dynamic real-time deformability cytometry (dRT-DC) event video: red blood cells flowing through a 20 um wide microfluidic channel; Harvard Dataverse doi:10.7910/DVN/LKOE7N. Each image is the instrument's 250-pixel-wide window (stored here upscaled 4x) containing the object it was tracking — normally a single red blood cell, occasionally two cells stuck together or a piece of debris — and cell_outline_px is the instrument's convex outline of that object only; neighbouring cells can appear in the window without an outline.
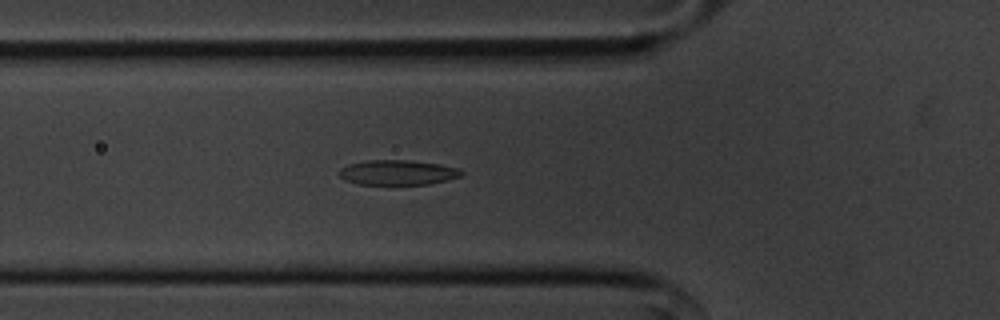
{"species": "common noctule bat (a hibernating species)", "species_latin": "Nyctalus noctula", "temperature_condition": "cold", "stored_images_in_passage": 40, "camera_frame_rate_fps": 3000, "um_per_image_px": 0.085, "animal": {"sex": "male", "body_mass_g": 20.1, "forearm_length_mm": 53.5}, "frame": {"image": 1, "passage_image": 10, "time_ms": 3.0, "image_size_px": [1000, 320], "cell_outline_px": [[464, 172], [460, 176], [428, 184], [360, 184], [344, 180], [336, 172], [340, 168], [348, 164], [368, 160], [408, 160], [440, 164], [460, 168]], "centroid_in_image_um": [33.77, 14.65], "position_along_channel_um": 92.0, "area_um2": 17.74}}
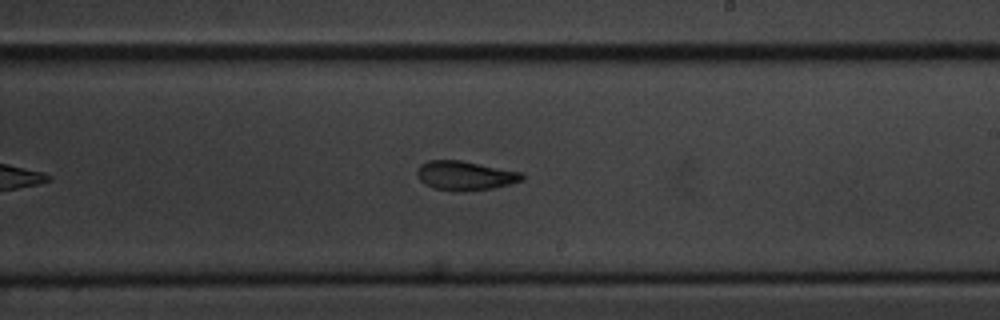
{"frame": {"image": 2, "passage_image": 23, "time_ms": 7.333, "image_size_px": [1000, 320], "cell_outline_px": [[524, 180], [492, 188], [464, 192], [460, 192], [436, 188], [424, 184], [420, 180], [416, 172], [420, 164], [428, 160], [460, 160], [524, 172]], "centroid_in_image_um": [39.55, 14.92], "position_along_channel_um": 249.5, "area_um2": 17.98}}
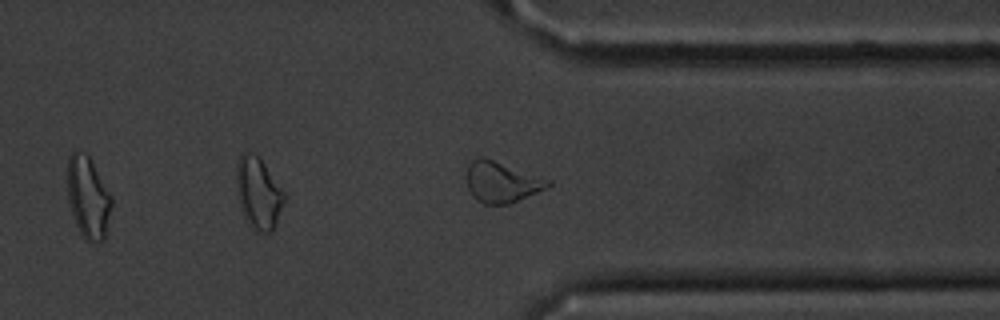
{"frame": {"image": 3, "passage_image": 33, "time_ms": 10.667, "image_size_px": [1000, 320], "cell_outline_px": [[552, 184], [536, 192], [508, 204], [484, 204], [476, 200], [472, 196], [468, 188], [468, 164], [472, 160], [480, 156], [484, 156], [552, 180]], "centroid_in_image_um": [42.63, 15.45], "position_along_channel_um": 368.8, "area_um2": 19.25}, "authors_computed_cell_mechanics": {"area_um2": 18.3515, "velocity_mm_per_s": 3.6165, "shape_relaxation_time_tau1_ms": 3.2787, "shape_relaxation_time_tau2_ms": 2.9597, "deformation_change_tau1": 0.124, "deformation_change_tau2": 0.1056}}